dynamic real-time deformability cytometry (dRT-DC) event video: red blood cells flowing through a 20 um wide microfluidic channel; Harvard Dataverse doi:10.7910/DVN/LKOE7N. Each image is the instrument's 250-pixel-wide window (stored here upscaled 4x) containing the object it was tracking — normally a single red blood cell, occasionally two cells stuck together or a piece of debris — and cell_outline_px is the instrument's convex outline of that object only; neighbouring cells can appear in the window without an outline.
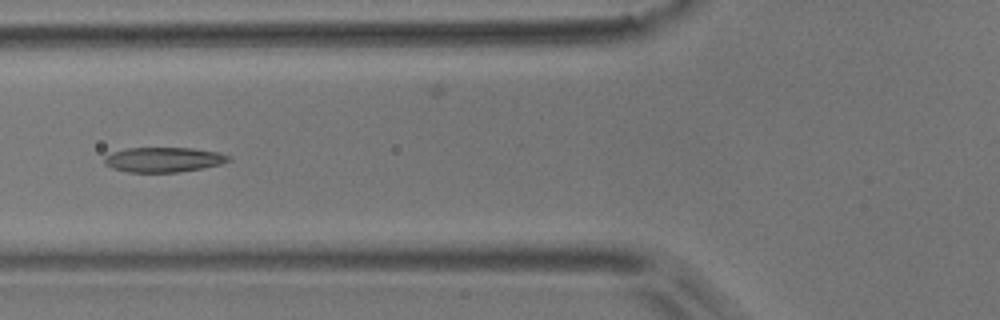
{"species": "common noctule bat (a hibernating species)", "species_latin": "Nyctalus noctula", "temperature_condition": "room temperature", "stored_images_in_passage": 4, "camera_frame_rate_fps": 3000, "um_per_image_px": 0.085, "animal": {"sex": "male", "body_mass_g": 17.9}, "frame": {"image": 1, "passage_image": 4, "time_ms": 1.0, "image_size_px": [1000, 320], "cell_outline_px": [[232, 160], [220, 164], [200, 168], [176, 172], [128, 172], [112, 168], [104, 164], [104, 156], [112, 152], [128, 148], [192, 148], [216, 152], [228, 156]], "centroid_in_image_um": [13.84, 13.57], "position_along_channel_um": 112.0, "area_um2": 17.8}}